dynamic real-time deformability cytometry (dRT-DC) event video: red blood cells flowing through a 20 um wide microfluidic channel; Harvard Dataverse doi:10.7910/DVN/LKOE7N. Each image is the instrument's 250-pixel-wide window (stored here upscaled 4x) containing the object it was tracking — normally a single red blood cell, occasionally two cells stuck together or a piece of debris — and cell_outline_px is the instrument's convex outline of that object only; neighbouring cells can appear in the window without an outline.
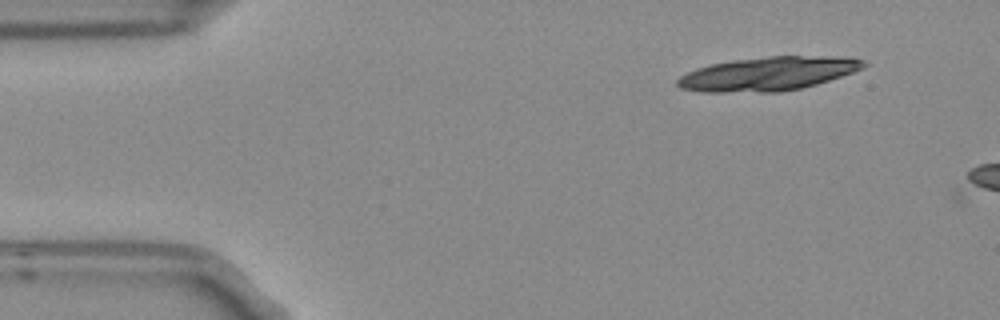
{"species": "Egyptian fruit bat (a non-hibernating species)", "species_latin": "Rousettus aegyptiacus", "temperature_condition": "room temperature", "stored_images_in_passage": 2, "camera_frame_rate_fps": 3000, "um_per_image_px": 0.085, "frame": {"image": 1, "passage_image": 1, "time_ms": 0.0, "image_size_px": [1000, 320], "cell_outline_px": [[868, 64], [852, 72], [816, 84], [800, 88], [780, 92], [700, 92], [680, 88], [676, 84], [676, 80], [680, 76], [696, 68], [708, 64], [732, 60], [768, 56], [848, 56], [864, 60]], "centroid_in_image_um": [65.25, 6.26], "position_along_channel_um": 19.8, "area_um2": 36.76}}